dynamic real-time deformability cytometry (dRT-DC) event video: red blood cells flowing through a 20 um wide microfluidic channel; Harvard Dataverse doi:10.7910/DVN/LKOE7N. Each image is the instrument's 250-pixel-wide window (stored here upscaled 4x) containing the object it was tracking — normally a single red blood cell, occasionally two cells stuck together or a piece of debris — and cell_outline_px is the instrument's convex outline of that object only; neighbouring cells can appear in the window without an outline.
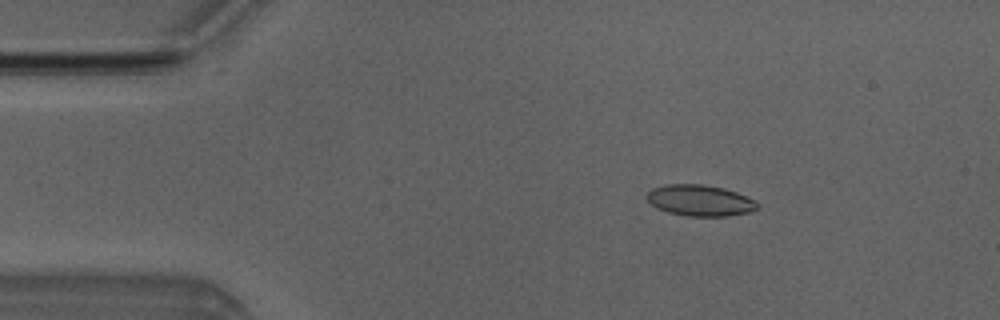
{"species": "Egyptian fruit bat (a non-hibernating species)", "species_latin": "Rousettus aegyptiacus", "temperature_condition": "room temperature", "stored_images_in_passage": 4, "camera_frame_rate_fps": 3000, "um_per_image_px": 0.085, "animal": {"sex": "male"}, "frame": {"image": 1, "passage_image": 1, "time_ms": 0.0, "image_size_px": [1000, 320], "cell_outline_px": [[760, 204], [756, 208], [748, 212], [728, 216], [688, 216], [668, 212], [656, 208], [644, 196], [652, 188], [668, 184], [704, 184], [724, 188], [736, 192], [756, 200]], "centroid_in_image_um": [59.49, 17.03], "position_along_channel_um": 25.5, "area_um2": 20.11}}